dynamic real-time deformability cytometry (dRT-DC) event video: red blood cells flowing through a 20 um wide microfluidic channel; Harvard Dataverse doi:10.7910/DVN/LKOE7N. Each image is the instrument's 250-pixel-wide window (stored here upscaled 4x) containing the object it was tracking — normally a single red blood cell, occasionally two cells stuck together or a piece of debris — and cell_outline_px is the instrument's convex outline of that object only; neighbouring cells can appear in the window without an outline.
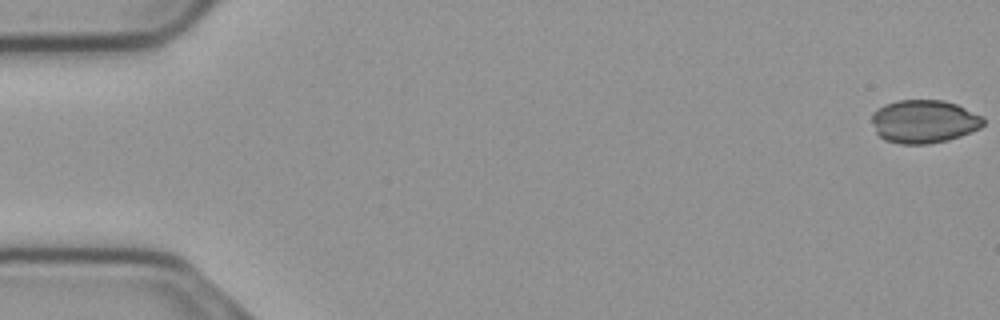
{"species": "common noctule bat (a hibernating species)", "species_latin": "Nyctalus noctula", "temperature_condition": "cold", "stored_images_in_passage": 55, "camera_frame_rate_fps": 3000, "um_per_image_px": 0.085, "animal": {"sex": "male", "body_mass_g": 23.1, "forearm_length_mm": 52.7}, "frame": {"image": 1, "passage_image": 1, "time_ms": 0.0, "image_size_px": [1000, 320], "cell_outline_px": [[984, 124], [980, 128], [960, 136], [948, 140], [928, 144], [900, 144], [884, 140], [876, 132], [872, 120], [872, 112], [884, 104], [896, 100], [944, 100], [956, 104], [984, 116]], "centroid_in_image_um": [78.54, 10.32], "position_along_channel_um": 6.5, "area_um2": 28.26}}
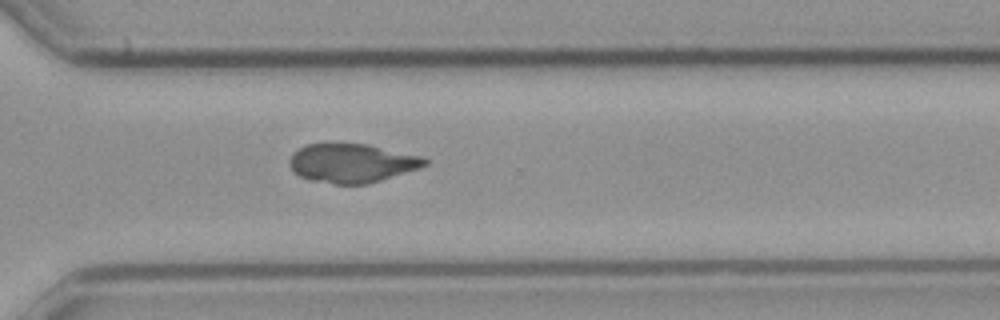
{"frame": {"image": 2, "passage_image": 40, "time_ms": 13.0, "image_size_px": [1000, 320], "cell_outline_px": [[428, 164], [420, 168], [368, 184], [332, 184], [308, 180], [300, 176], [288, 164], [288, 160], [300, 148], [308, 144], [368, 144], [420, 156], [428, 160]], "centroid_in_image_um": [29.92, 13.88], "position_along_channel_um": 340.7, "area_um2": 30.46}}
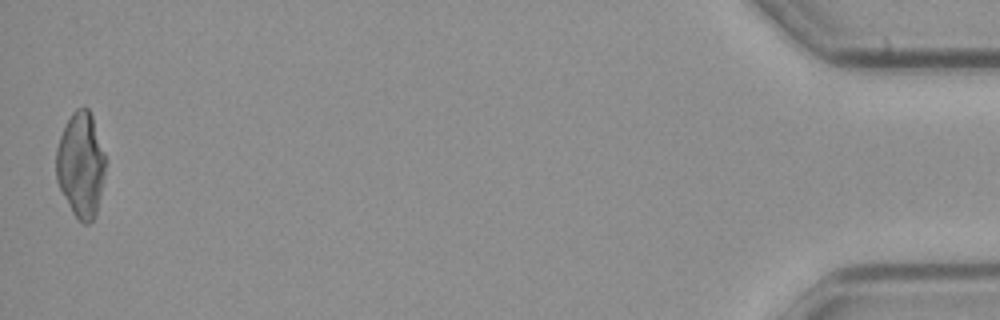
{"frame": {"image": 3, "passage_image": 55, "time_ms": 18.0, "image_size_px": [1000, 320], "cell_outline_px": [[104, 176], [96, 212], [92, 220], [88, 224], [84, 224], [72, 212], [56, 180], [56, 148], [60, 136], [72, 112], [76, 108], [88, 108], [92, 116], [104, 152]], "centroid_in_image_um": [6.85, 14.0], "position_along_channel_um": 428.3, "area_um2": 29.65}}